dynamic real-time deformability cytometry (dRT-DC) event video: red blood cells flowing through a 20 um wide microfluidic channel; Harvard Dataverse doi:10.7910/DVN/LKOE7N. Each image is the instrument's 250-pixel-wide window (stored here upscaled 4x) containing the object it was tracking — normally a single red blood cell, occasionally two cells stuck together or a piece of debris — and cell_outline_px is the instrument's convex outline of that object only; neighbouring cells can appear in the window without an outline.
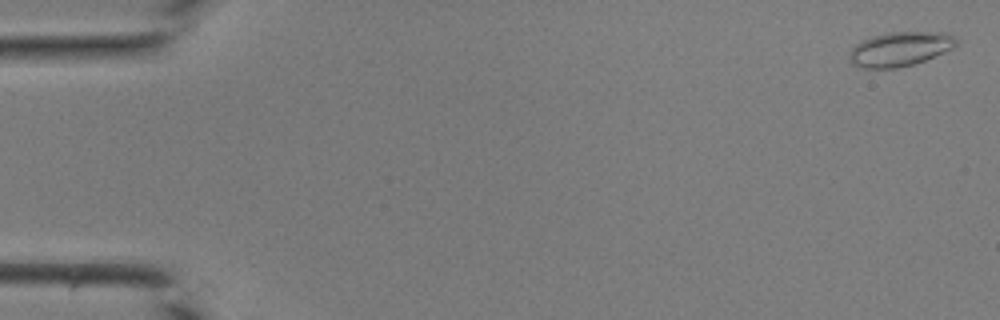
{"species": "common noctule bat (a hibernating species)", "species_latin": "Nyctalus noctula", "temperature_condition": "room temperature", "stored_images_in_passage": 44, "camera_frame_rate_fps": 3000, "um_per_image_px": 0.085, "animal": {"sex": "male", "body_mass_g": 19.0, "forearm_length_mm": 50.8}, "frame": {"image": 1, "passage_image": 2, "time_ms": 0.333, "image_size_px": [1000, 320], "cell_outline_px": [[956, 44], [952, 48], [924, 60], [912, 64], [896, 68], [860, 68], [852, 64], [848, 60], [848, 56], [852, 48], [856, 44], [872, 36], [888, 32], [944, 32], [952, 36], [956, 40]], "centroid_in_image_um": [76.43, 4.17], "position_along_channel_um": 8.6, "area_um2": 21.15}}
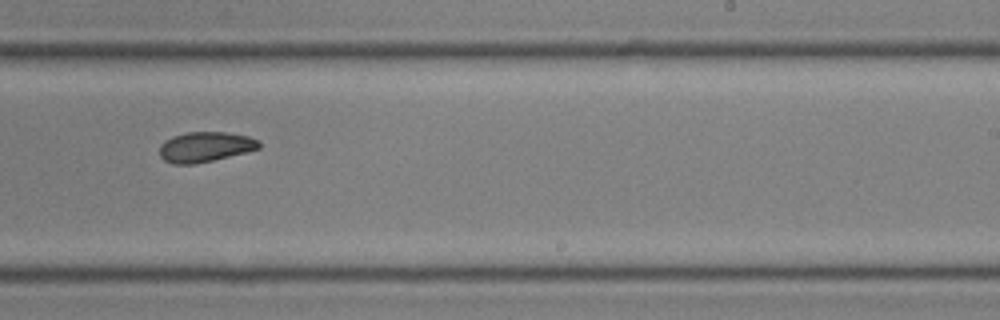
{"frame": {"image": 2, "passage_image": 28, "time_ms": 9.0, "image_size_px": [1000, 320], "cell_outline_px": [[260, 148], [212, 160], [192, 164], [172, 164], [164, 160], [160, 156], [160, 144], [164, 140], [172, 136], [188, 132], [224, 132], [248, 136], [260, 140]], "centroid_in_image_um": [17.41, 12.47], "position_along_channel_um": 271.6, "area_um2": 17.34}}
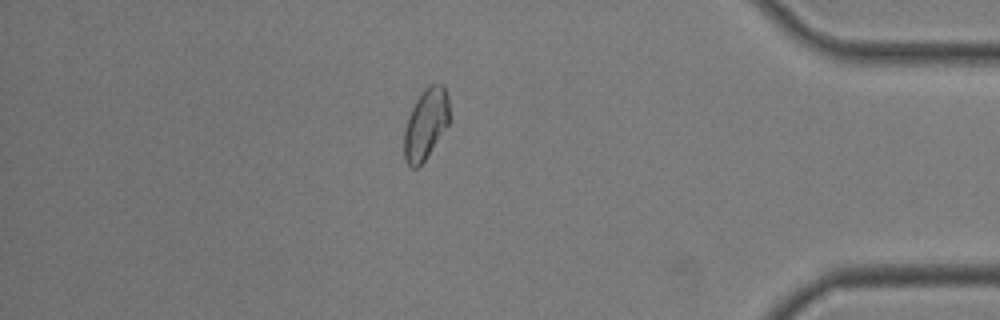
{"frame": {"image": 3, "passage_image": 38, "time_ms": 12.333, "image_size_px": [1000, 320], "cell_outline_px": [[452, 120], [424, 160], [416, 168], [412, 168], [404, 160], [404, 128], [408, 116], [416, 100], [424, 88], [432, 84], [440, 84], [444, 88], [448, 96]], "centroid_in_image_um": [36.21, 10.53], "position_along_channel_um": 399.0, "area_um2": 18.84}}